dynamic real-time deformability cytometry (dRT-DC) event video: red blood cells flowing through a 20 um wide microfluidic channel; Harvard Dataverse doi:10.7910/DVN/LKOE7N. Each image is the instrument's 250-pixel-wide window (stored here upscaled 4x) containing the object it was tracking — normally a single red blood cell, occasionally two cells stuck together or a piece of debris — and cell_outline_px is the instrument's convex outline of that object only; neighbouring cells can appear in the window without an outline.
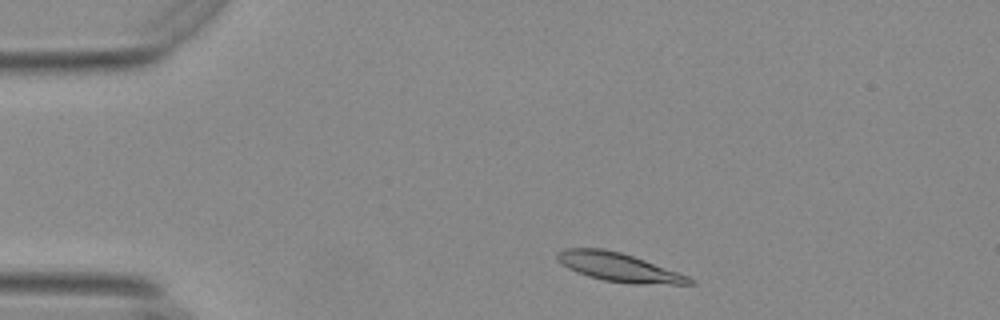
{"species": "Egyptian fruit bat (a non-hibernating species)", "species_latin": "Rousettus aegyptiacus", "temperature_condition": "warm", "stored_images_in_passage": 47, "camera_frame_rate_fps": 3000, "um_per_image_px": 0.085, "animal": {"sex": "female"}, "frame": {"image": 1, "passage_image": 2, "time_ms": 0.333, "image_size_px": [1000, 320], "cell_outline_px": [[696, 284], [636, 284], [604, 280], [588, 276], [576, 272], [560, 264], [556, 260], [556, 252], [564, 248], [604, 248], [620, 252], [644, 260], [688, 276]], "centroid_in_image_um": [52.52, 22.7], "position_along_channel_um": 32.5, "area_um2": 21.96}}
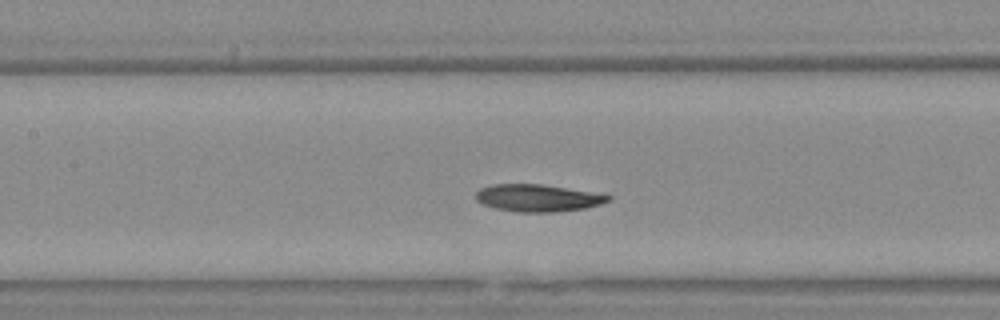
{"frame": {"image": 2, "passage_image": 17, "time_ms": 5.333, "image_size_px": [1000, 320], "cell_outline_px": [[612, 200], [600, 204], [584, 208], [556, 212], [516, 212], [492, 208], [480, 204], [476, 200], [476, 192], [480, 188], [492, 184], [544, 184], [612, 196]], "centroid_in_image_um": [45.65, 16.83], "position_along_channel_um": 161.8, "area_um2": 21.1}}
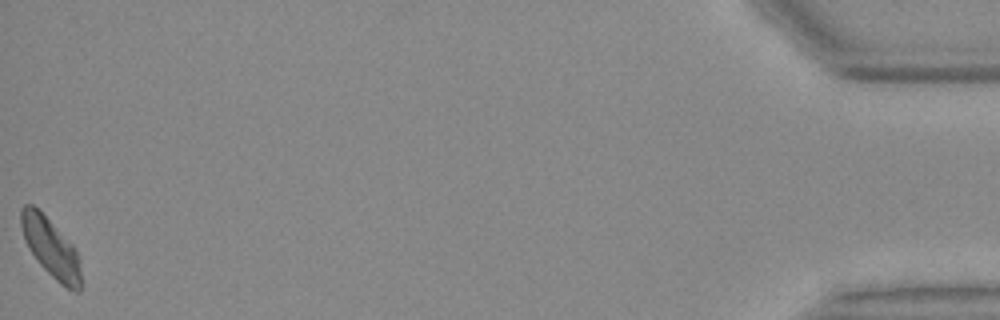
{"frame": {"image": 3, "passage_image": 47, "time_ms": 15.333, "image_size_px": [1000, 320], "cell_outline_px": [[80, 292], [76, 292], [60, 284], [36, 260], [28, 248], [24, 240], [20, 224], [20, 208], [24, 204], [32, 204], [76, 248], [80, 272]], "centroid_in_image_um": [4.28, 21.05], "position_along_channel_um": 430.9, "area_um2": 20.23}, "authors_computed_cell_mechanics": {"area_um2": 20.9236, "velocity_mm_per_s": 3.6715, "shape_relaxation_time_tau1_ms": 5.3325, "shape_relaxation_time_tau2_ms": 4.4229, "deformation_change_tau1": 0.173, "deformation_change_tau2": 0.1168}}